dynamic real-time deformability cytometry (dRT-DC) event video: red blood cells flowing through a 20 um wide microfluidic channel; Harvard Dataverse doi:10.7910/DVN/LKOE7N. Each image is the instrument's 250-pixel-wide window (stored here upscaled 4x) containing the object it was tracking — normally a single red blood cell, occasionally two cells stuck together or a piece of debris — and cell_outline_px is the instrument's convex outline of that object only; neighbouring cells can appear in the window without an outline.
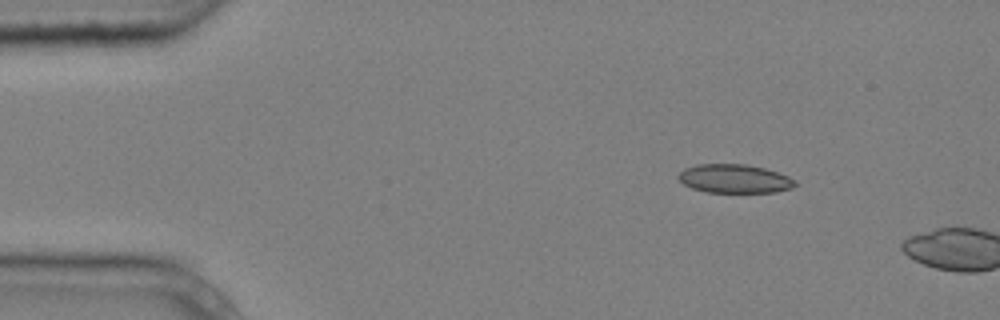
{"species": "common noctule bat (a hibernating species)", "species_latin": "Nyctalus noctula", "temperature_condition": "cold", "stored_images_in_passage": 2, "camera_frame_rate_fps": 3000, "um_per_image_px": 0.085, "animal": {"sex": "male", "body_mass_g": 20.4}, "frame": {"image": 1, "passage_image": 1, "time_ms": 0.0, "image_size_px": [1000, 320], "cell_outline_px": [[796, 184], [792, 188], [776, 192], [704, 192], [692, 188], [684, 184], [676, 176], [684, 168], [696, 164], [744, 164], [764, 168], [788, 176], [796, 180]], "centroid_in_image_um": [62.41, 15.19], "position_along_channel_um": 22.6, "area_um2": 19.54}}